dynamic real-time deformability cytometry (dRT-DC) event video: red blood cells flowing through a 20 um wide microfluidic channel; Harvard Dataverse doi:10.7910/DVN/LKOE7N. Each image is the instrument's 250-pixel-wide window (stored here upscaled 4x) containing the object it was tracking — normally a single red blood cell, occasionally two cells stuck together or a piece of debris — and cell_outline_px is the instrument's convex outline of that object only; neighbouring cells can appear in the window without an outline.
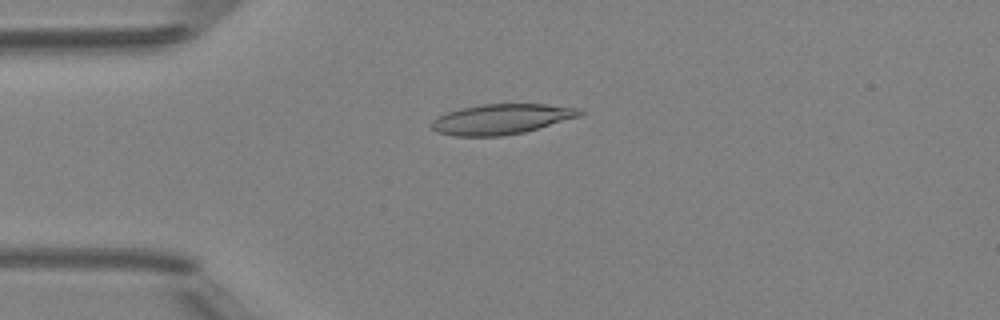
{"species": "Egyptian fruit bat (a non-hibernating species)", "species_latin": "Rousettus aegyptiacus", "temperature_condition": "room temperature", "stored_images_in_passage": 3, "camera_frame_rate_fps": 3000, "um_per_image_px": 0.085, "animal": {"sex": "female"}, "frame": {"image": 1, "passage_image": 3, "time_ms": 2.333, "image_size_px": [1000, 320], "cell_outline_px": [[584, 112], [580, 116], [524, 132], [504, 136], [456, 136], [436, 132], [432, 128], [432, 120], [448, 112], [460, 108], [484, 104], [548, 104], [576, 108]], "centroid_in_image_um": [42.61, 10.13], "position_along_channel_um": 42.4, "area_um2": 25.89}}